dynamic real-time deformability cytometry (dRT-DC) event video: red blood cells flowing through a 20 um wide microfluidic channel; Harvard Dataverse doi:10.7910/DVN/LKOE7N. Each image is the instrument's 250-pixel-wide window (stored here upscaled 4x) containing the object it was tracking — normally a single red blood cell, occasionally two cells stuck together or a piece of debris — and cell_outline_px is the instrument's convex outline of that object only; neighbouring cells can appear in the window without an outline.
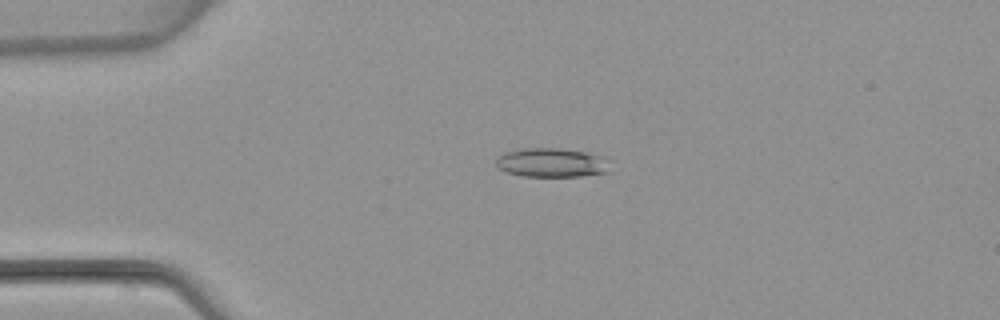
{"species": "common noctule bat (a hibernating species)", "species_latin": "Nyctalus noctula", "temperature_condition": "warm", "stored_images_in_passage": 7, "camera_frame_rate_fps": 3000, "um_per_image_px": 0.085, "animal": {"sex": "female", "body_mass_g": 22.7, "forearm_length_mm": 54.2}, "frame": {"image": 1, "passage_image": 4, "time_ms": 3.667, "image_size_px": [1000, 320], "cell_outline_px": [[612, 160], [604, 172], [580, 176], [524, 176], [508, 172], [500, 168], [496, 164], [496, 160], [500, 156], [508, 152], [524, 148], [560, 148], [584, 152], [604, 156]], "centroid_in_image_um": [46.94, 13.81], "position_along_channel_um": 38.1, "area_um2": 19.02}}
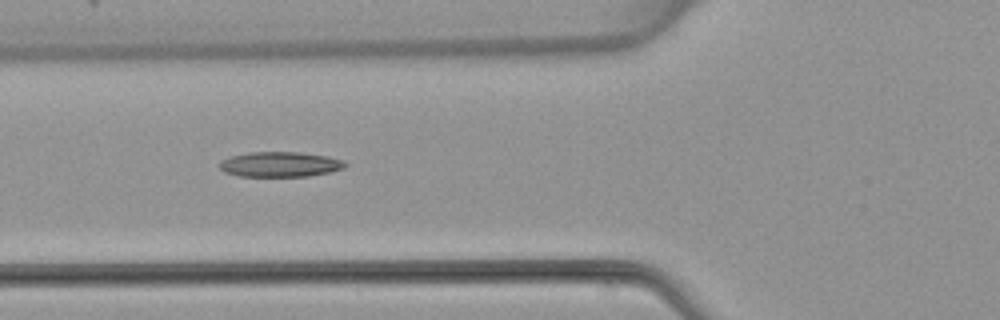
{"frame": {"image": 2, "passage_image": 6, "time_ms": 6.0, "image_size_px": [1000, 320], "cell_outline_px": [[348, 164], [344, 168], [328, 172], [308, 176], [240, 176], [224, 172], [220, 168], [220, 160], [232, 156], [248, 152], [300, 152], [328, 156], [344, 160]], "centroid_in_image_um": [23.82, 13.96], "position_along_channel_um": 102.0, "area_um2": 18.38}}
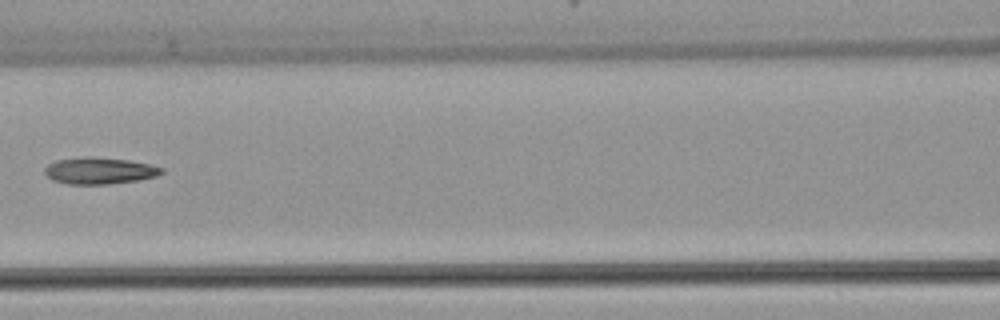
{"frame": {"image": 3, "passage_image": 7, "time_ms": 7.333, "image_size_px": [1000, 320], "cell_outline_px": [[164, 172], [156, 176], [136, 180], [108, 184], [68, 184], [52, 180], [44, 172], [44, 168], [48, 164], [56, 160], [84, 156], [92, 156], [128, 160], [148, 164], [164, 168]], "centroid_in_image_um": [8.42, 14.5], "position_along_channel_um": 158.2, "area_um2": 18.15}}